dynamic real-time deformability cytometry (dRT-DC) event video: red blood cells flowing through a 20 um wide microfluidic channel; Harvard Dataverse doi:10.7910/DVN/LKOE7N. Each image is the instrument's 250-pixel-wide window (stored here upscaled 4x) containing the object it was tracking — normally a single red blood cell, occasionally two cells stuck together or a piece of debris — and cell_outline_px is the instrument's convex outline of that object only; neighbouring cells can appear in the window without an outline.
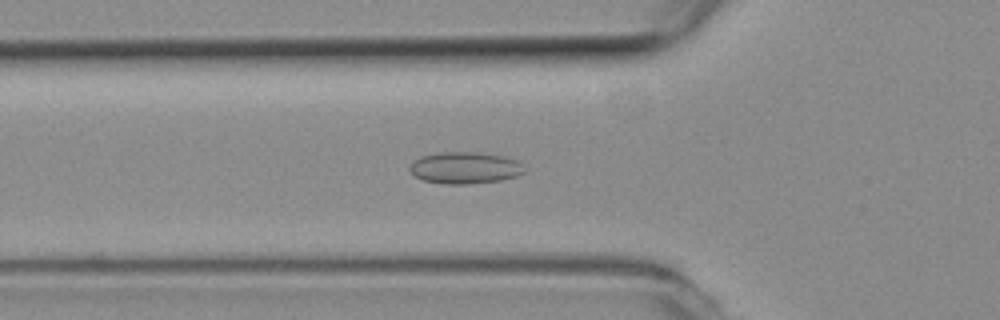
{"species": "common noctule bat (a hibernating species)", "species_latin": "Nyctalus noctula", "temperature_condition": "room temperature", "stored_images_in_passage": 55, "camera_frame_rate_fps": 3000, "um_per_image_px": 0.085, "animal": {"sex": "female", "body_mass_g": 19.3, "forearm_length_mm": 54.1}, "frame": {"image": 1, "passage_image": 18, "time_ms": 5.667, "image_size_px": [1000, 320], "cell_outline_px": [[524, 172], [516, 176], [500, 180], [468, 184], [444, 184], [420, 180], [412, 176], [408, 168], [416, 160], [424, 156], [436, 152], [480, 152], [504, 156], [516, 160], [520, 164]], "centroid_in_image_um": [39.47, 14.27], "position_along_channel_um": 86.3, "area_um2": 21.21}}
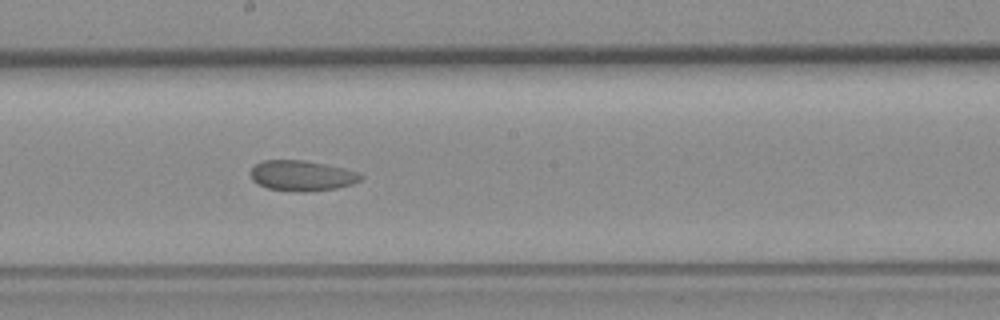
{"frame": {"image": 2, "passage_image": 29, "time_ms": 9.333, "image_size_px": [1000, 320], "cell_outline_px": [[364, 176], [360, 180], [352, 184], [336, 188], [308, 192], [296, 192], [268, 188], [252, 180], [252, 168], [256, 164], [264, 160], [304, 160], [344, 168], [360, 172]], "centroid_in_image_um": [25.7, 14.93], "position_along_channel_um": 222.5, "area_um2": 19.48}}
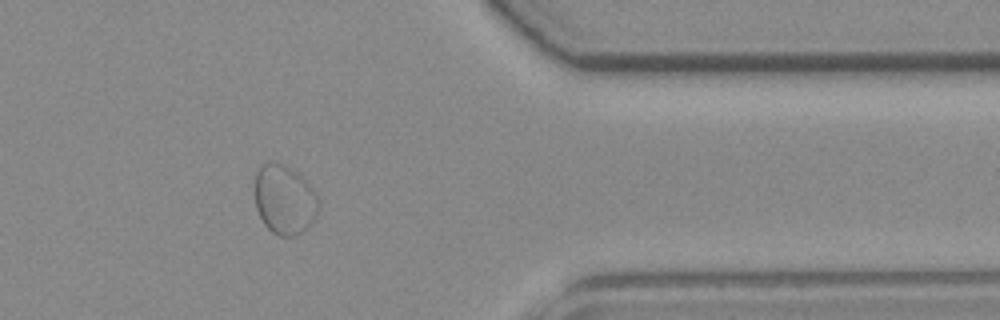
{"frame": {"image": 3, "passage_image": 44, "time_ms": 14.333, "image_size_px": [1000, 320], "cell_outline_px": [[320, 208], [316, 220], [300, 232], [292, 236], [280, 236], [272, 232], [264, 224], [256, 208], [256, 172], [260, 164], [272, 160], [276, 160], [292, 168], [316, 192], [320, 204]], "centroid_in_image_um": [24.2, 16.94], "position_along_channel_um": 387.2, "area_um2": 26.07}, "authors_computed_cell_mechanics": {"area_um2": 24.0448, "velocity_mm_per_s": 3.7162, "shape_relaxation_time_tau1_ms": null, "shape_relaxation_time_tau2_ms": 1.1189, "deformation_change_tau1": null, "deformation_change_tau2": 0.045}}